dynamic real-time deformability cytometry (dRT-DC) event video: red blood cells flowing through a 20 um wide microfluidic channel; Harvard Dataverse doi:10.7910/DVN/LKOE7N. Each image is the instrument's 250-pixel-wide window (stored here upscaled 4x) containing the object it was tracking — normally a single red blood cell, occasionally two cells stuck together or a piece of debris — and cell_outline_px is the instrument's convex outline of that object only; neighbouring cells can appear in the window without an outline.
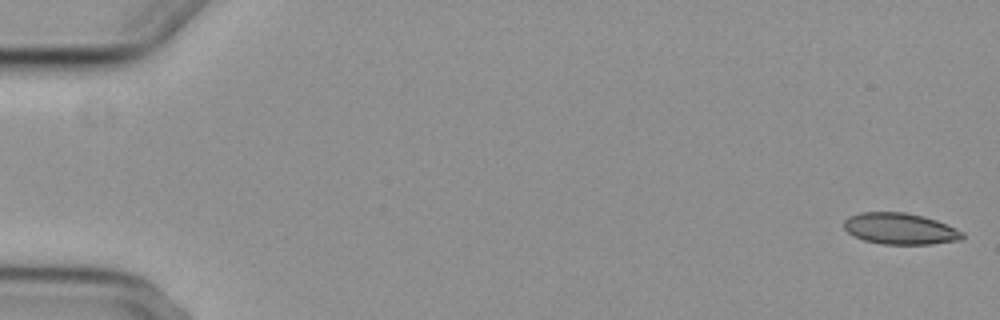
{"species": "common noctule bat (a hibernating species)", "species_latin": "Nyctalus noctula", "temperature_condition": "cold", "stored_images_in_passage": 3, "camera_frame_rate_fps": 3000, "um_per_image_px": 0.085, "animal": {"sex": "female", "body_mass_g": 29.2, "forearm_length_mm": 56.3}, "frame": {"image": 1, "passage_image": 1, "time_ms": 0.0, "image_size_px": [1000, 320], "cell_outline_px": [[964, 236], [960, 240], [932, 244], [880, 244], [864, 240], [848, 232], [844, 228], [844, 220], [848, 216], [860, 212], [904, 212], [924, 216], [936, 220], [956, 228], [964, 232]], "centroid_in_image_um": [76.51, 19.43], "position_along_channel_um": 8.5, "area_um2": 21.68}}